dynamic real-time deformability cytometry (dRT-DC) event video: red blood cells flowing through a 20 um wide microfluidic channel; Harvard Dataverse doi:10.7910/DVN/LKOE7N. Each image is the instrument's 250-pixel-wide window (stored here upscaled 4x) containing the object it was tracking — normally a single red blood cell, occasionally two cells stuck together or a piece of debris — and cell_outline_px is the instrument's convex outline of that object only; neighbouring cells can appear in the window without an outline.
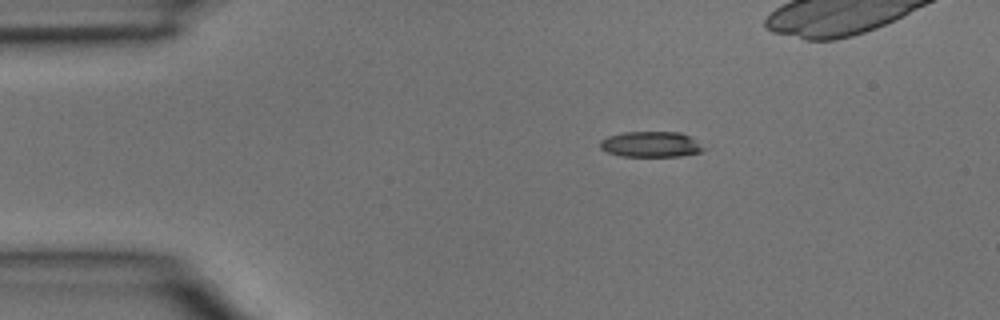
{"species": "common noctule bat (a hibernating species)", "species_latin": "Nyctalus noctula", "temperature_condition": "room temperature", "stored_images_in_passage": 4, "camera_frame_rate_fps": 3000, "um_per_image_px": 0.085, "animal": {"sex": "male", "body_mass_g": 15.6}, "frame": {"image": 1, "passage_image": 2, "time_ms": 0.333, "image_size_px": [1000, 320], "cell_outline_px": [[708, 148], [700, 152], [680, 156], [620, 156], [608, 152], [600, 148], [600, 140], [608, 136], [624, 132], [680, 132], [688, 136]], "centroid_in_image_um": [55.33, 12.27], "position_along_channel_um": 29.7, "area_um2": 15.43}}